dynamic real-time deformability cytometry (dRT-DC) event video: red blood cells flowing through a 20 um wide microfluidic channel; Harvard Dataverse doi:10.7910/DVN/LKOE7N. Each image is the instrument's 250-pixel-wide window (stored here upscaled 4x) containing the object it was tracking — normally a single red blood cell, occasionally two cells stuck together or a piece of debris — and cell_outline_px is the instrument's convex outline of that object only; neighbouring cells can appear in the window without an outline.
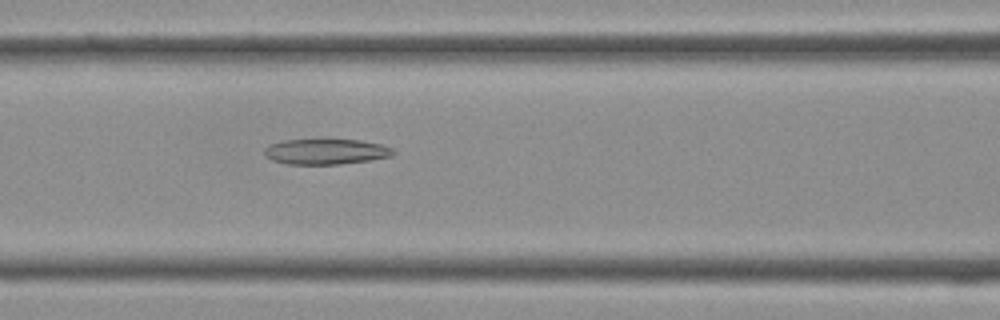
{"species": "Egyptian fruit bat (a non-hibernating species)", "species_latin": "Rousettus aegyptiacus", "temperature_condition": "cold", "stored_images_in_passage": 37, "camera_frame_rate_fps": 3000, "um_per_image_px": 0.085, "frame": {"image": 1, "passage_image": 14, "time_ms": 4.333, "image_size_px": [1000, 320], "cell_outline_px": [[396, 152], [392, 156], [368, 160], [340, 164], [288, 164], [272, 160], [264, 156], [264, 148], [268, 144], [284, 140], [324, 136], [360, 140], [380, 144], [392, 148]], "centroid_in_image_um": [27.65, 12.83], "position_along_channel_um": 138.9, "area_um2": 20.17}}
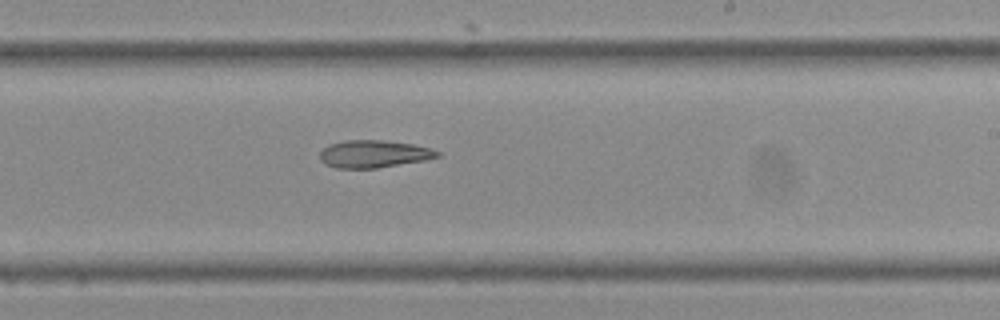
{"frame": {"image": 2, "passage_image": 21, "time_ms": 6.667, "image_size_px": [1000, 320], "cell_outline_px": [[440, 156], [428, 160], [376, 168], [336, 168], [324, 164], [320, 160], [320, 152], [328, 144], [344, 140], [384, 140], [412, 144], [432, 148], [440, 152]], "centroid_in_image_um": [31.78, 13.08], "position_along_channel_um": 257.2, "area_um2": 19.02}}
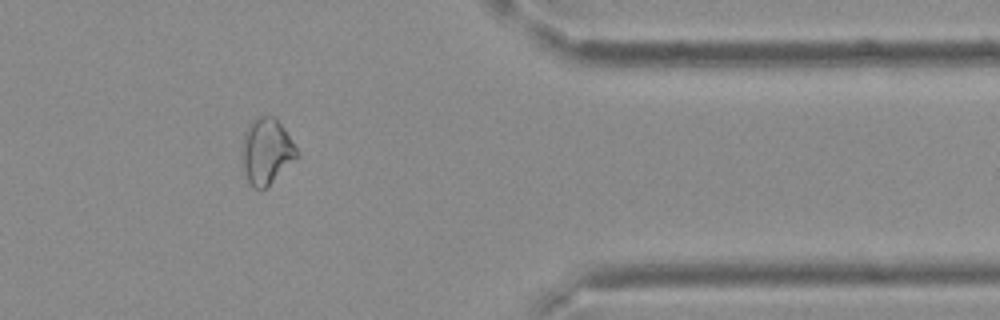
{"frame": {"image": 3, "passage_image": 30, "time_ms": 9.667, "image_size_px": [1000, 320], "cell_outline_px": [[300, 156], [264, 188], [252, 188], [248, 180], [240, 148], [244, 132], [252, 120], [260, 116], [276, 116], [300, 152]], "centroid_in_image_um": [22.67, 12.81], "position_along_channel_um": 388.7, "area_um2": 21.04}}